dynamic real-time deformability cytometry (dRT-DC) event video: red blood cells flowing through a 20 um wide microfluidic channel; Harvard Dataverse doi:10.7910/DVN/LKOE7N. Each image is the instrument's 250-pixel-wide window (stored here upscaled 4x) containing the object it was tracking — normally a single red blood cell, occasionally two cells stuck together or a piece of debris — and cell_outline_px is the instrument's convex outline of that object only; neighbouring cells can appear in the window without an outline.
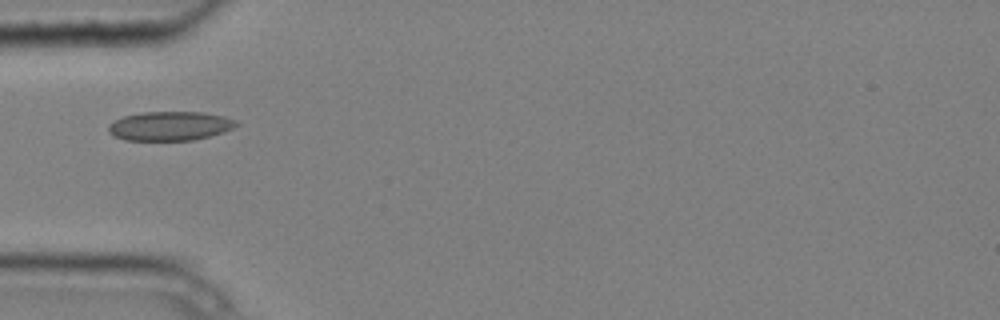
{"species": "common noctule bat (a hibernating species)", "species_latin": "Nyctalus noctula", "temperature_condition": "cold", "stored_images_in_passage": 1, "camera_frame_rate_fps": 3000, "um_per_image_px": 0.085, "animal": {"sex": "male", "body_mass_g": 20.4}, "frame": {"image": 1, "passage_image": 1, "time_ms": 0.0, "image_size_px": [1000, 320], "cell_outline_px": [[240, 124], [224, 132], [192, 140], [124, 140], [112, 136], [108, 132], [108, 124], [124, 116], [144, 112], [204, 112], [224, 116], [236, 120]], "centroid_in_image_um": [14.44, 10.71], "position_along_channel_um": 70.6, "area_um2": 21.73}}